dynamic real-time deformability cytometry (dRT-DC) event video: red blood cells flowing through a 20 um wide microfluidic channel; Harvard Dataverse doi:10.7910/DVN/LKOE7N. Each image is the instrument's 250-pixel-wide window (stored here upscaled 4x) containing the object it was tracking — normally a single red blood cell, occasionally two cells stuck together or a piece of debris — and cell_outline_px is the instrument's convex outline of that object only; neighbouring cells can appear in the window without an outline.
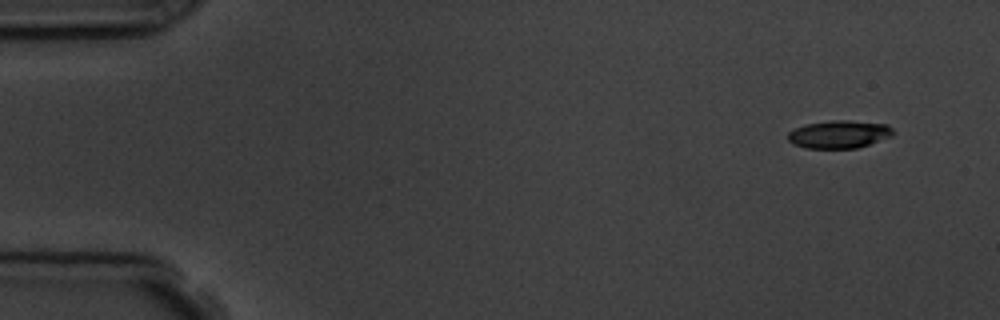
{"species": "common noctule bat (a hibernating species)", "species_latin": "Nyctalus noctula", "temperature_condition": "room temperature", "stored_images_in_passage": 7, "camera_frame_rate_fps": 3000, "um_per_image_px": 0.085, "animal": {"sex": "male", "body_mass_g": 19.5, "forearm_length_mm": 54.6}, "frame": {"image": 1, "passage_image": 1, "time_ms": 0.0, "image_size_px": [1000, 320], "cell_outline_px": [[896, 132], [892, 136], [856, 148], [804, 148], [792, 144], [788, 140], [788, 132], [792, 128], [804, 124], [832, 120], [848, 120], [888, 124]], "centroid_in_image_um": [71.3, 11.4], "position_along_channel_um": 13.7, "area_um2": 17.28}}
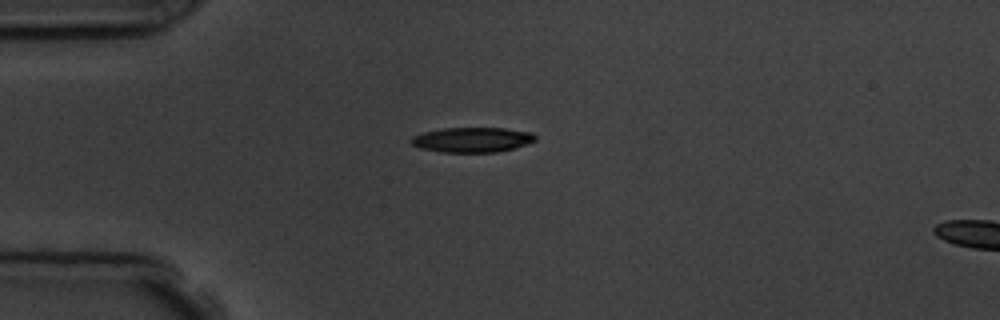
{"frame": {"image": 2, "passage_image": 4, "time_ms": 3.333, "image_size_px": [1000, 320], "cell_outline_px": [[536, 140], [528, 144], [516, 148], [496, 152], [444, 152], [420, 148], [412, 144], [408, 140], [412, 136], [424, 132], [444, 128], [504, 128], [532, 132], [536, 136]], "centroid_in_image_um": [40.16, 11.88], "position_along_channel_um": 44.8, "area_um2": 18.15}}